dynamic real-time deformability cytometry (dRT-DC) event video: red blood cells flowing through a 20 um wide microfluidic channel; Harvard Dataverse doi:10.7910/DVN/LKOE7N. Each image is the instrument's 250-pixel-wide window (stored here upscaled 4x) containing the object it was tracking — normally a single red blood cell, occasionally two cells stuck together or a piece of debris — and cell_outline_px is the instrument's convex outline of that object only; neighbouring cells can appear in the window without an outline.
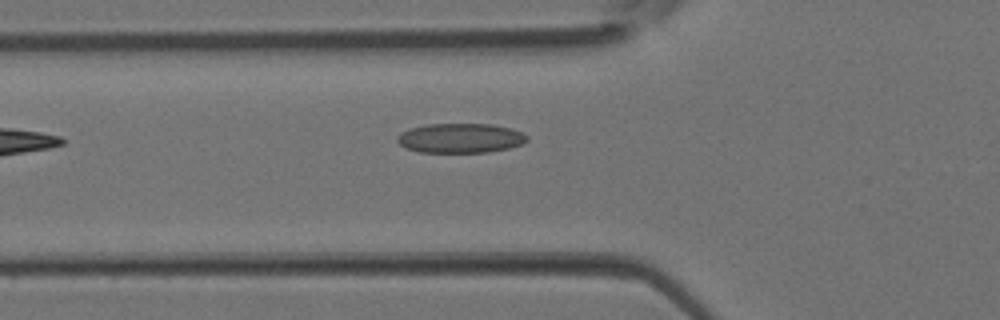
{"species": "Egyptian fruit bat (a non-hibernating species)", "species_latin": "Rousettus aegyptiacus", "temperature_condition": "room temperature", "stored_images_in_passage": 4, "camera_frame_rate_fps": 3000, "um_per_image_px": 0.085, "animal": {"sex": "female"}, "frame": {"image": 1, "passage_image": 4, "time_ms": 1.0, "image_size_px": [1000, 320], "cell_outline_px": [[528, 140], [520, 144], [508, 148], [488, 152], [420, 152], [404, 148], [396, 140], [400, 132], [412, 128], [428, 124], [492, 124], [524, 132], [528, 136]], "centroid_in_image_um": [39.13, 11.74], "position_along_channel_um": 86.7, "area_um2": 22.31}}